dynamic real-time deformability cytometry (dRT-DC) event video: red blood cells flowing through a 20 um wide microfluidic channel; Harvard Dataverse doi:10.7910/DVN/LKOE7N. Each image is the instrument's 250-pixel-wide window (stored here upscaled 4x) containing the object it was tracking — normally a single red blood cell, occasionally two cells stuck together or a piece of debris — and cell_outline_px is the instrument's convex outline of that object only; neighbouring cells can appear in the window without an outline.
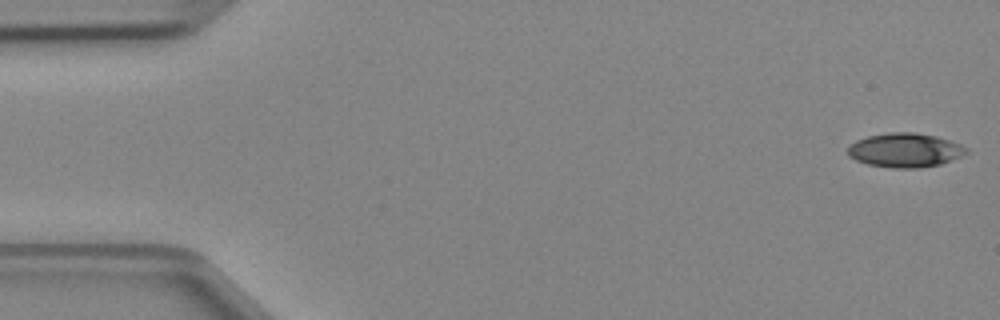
{"species": "Egyptian fruit bat (a non-hibernating species)", "species_latin": "Rousettus aegyptiacus", "temperature_condition": "cold", "stored_images_in_passage": 47, "camera_frame_rate_fps": 3000, "um_per_image_px": 0.085, "animal": {"sex": "female"}, "frame": {"image": 1, "passage_image": 1, "time_ms": 0.0, "image_size_px": [1000, 320], "cell_outline_px": [[968, 152], [960, 156], [940, 164], [920, 168], [892, 168], [868, 164], [856, 160], [848, 156], [848, 144], [856, 140], [868, 136], [888, 132], [916, 132], [936, 136], [960, 144], [968, 148]], "centroid_in_image_um": [76.9, 12.76], "position_along_channel_um": 8.1, "area_um2": 23.64}}
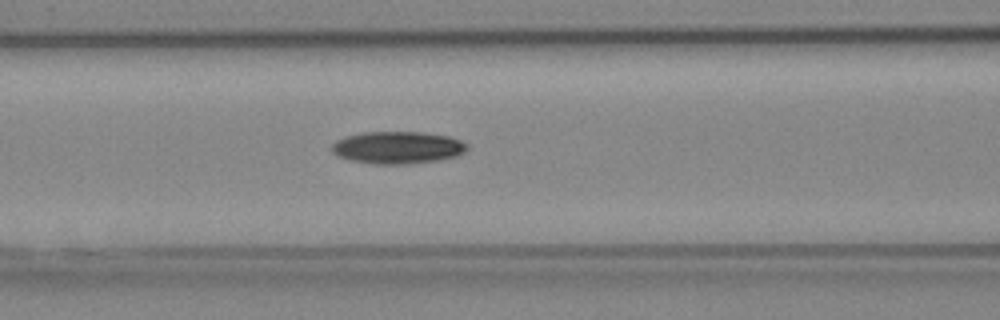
{"frame": {"image": 2, "passage_image": 19, "time_ms": 6.0, "image_size_px": [1000, 320], "cell_outline_px": [[468, 148], [464, 152], [456, 156], [440, 160], [408, 164], [376, 164], [352, 160], [336, 156], [332, 152], [332, 144], [336, 140], [348, 136], [364, 132], [420, 132], [448, 136], [460, 140], [468, 144]], "centroid_in_image_um": [33.81, 12.54], "position_along_channel_um": 132.8, "area_um2": 25.43}}
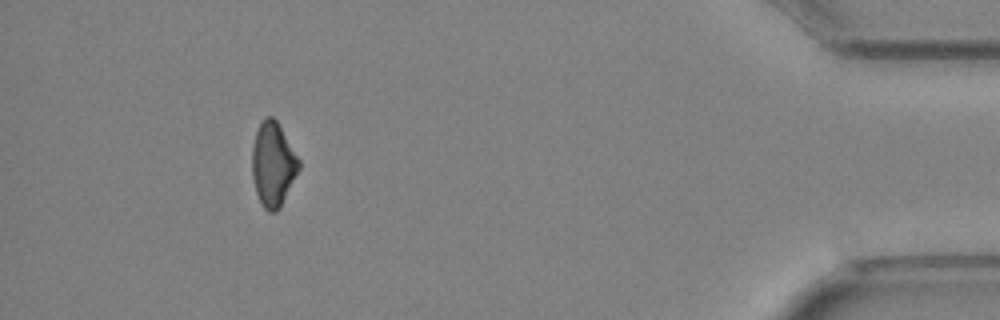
{"frame": {"image": 3, "passage_image": 43, "time_ms": 14.0, "image_size_px": [1000, 320], "cell_outline_px": [[300, 168], [280, 208], [276, 212], [268, 212], [264, 208], [256, 192], [252, 176], [252, 144], [256, 132], [264, 116], [272, 116], [276, 120], [300, 160]], "centroid_in_image_um": [23.2, 13.97], "position_along_channel_um": 412.0, "area_um2": 22.89}}